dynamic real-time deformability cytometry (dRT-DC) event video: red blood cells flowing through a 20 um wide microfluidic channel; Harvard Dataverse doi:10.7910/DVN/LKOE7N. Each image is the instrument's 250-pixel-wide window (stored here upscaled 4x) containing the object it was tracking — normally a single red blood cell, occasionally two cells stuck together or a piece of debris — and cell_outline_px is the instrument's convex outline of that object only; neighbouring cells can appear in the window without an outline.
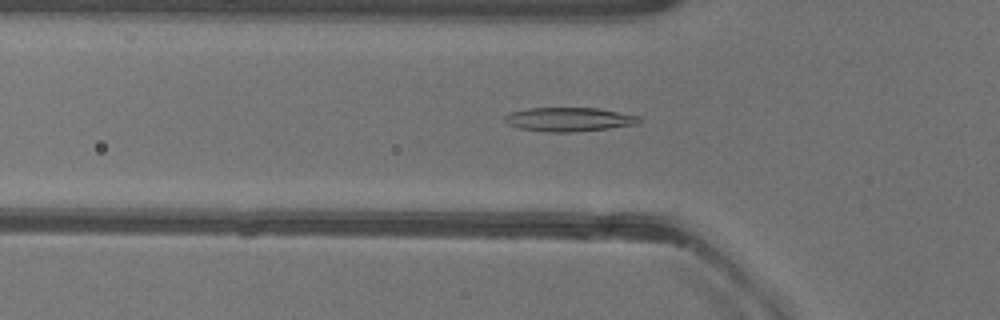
{"species": "common noctule bat (a hibernating species)", "species_latin": "Nyctalus noctula", "temperature_condition": "warm", "stored_images_in_passage": 42, "camera_frame_rate_fps": 3000, "um_per_image_px": 0.085, "animal": {"sex": "female"}, "frame": {"image": 1, "passage_image": 8, "time_ms": 2.333, "image_size_px": [1000, 320], "cell_outline_px": [[640, 124], [608, 128], [572, 132], [544, 132], [520, 128], [508, 124], [504, 120], [504, 116], [508, 112], [528, 108], [596, 108], [640, 116]], "centroid_in_image_um": [48.34, 10.15], "position_along_channel_um": 77.5, "area_um2": 18.79}}
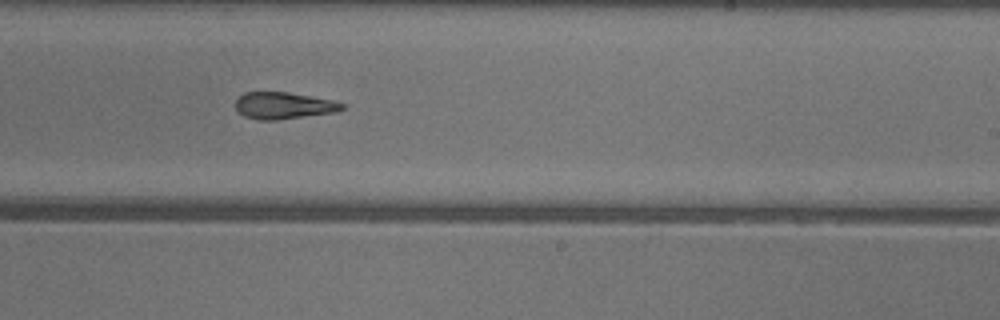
{"frame": {"image": 2, "passage_image": 22, "time_ms": 7.0, "image_size_px": [1000, 320], "cell_outline_px": [[344, 108], [336, 112], [276, 120], [260, 120], [244, 116], [236, 108], [236, 100], [244, 92], [288, 92], [336, 100], [344, 104]], "centroid_in_image_um": [24.14, 8.97], "position_along_channel_um": 264.9, "area_um2": 16.65}}
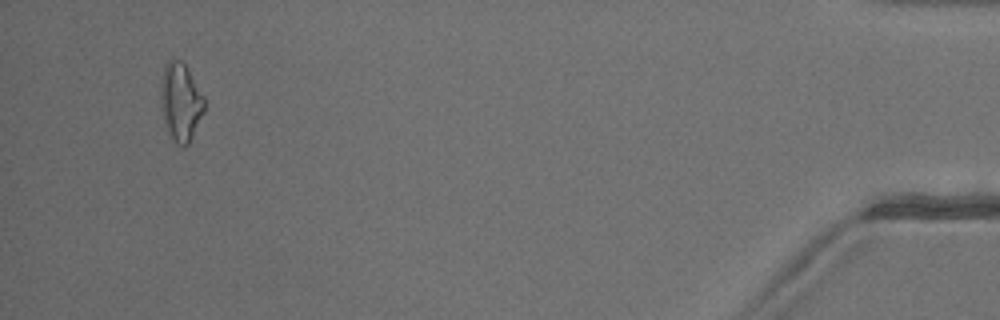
{"frame": {"image": 3, "passage_image": 40, "time_ms": 13.0, "image_size_px": [1000, 320], "cell_outline_px": [[204, 112], [188, 144], [184, 148], [172, 136], [164, 120], [160, 100], [160, 80], [164, 64], [168, 60], [180, 60], [184, 64], [204, 96]], "centroid_in_image_um": [15.34, 8.61], "position_along_channel_um": 419.9, "area_um2": 19.48}, "authors_computed_cell_mechanics": {"area_um2": 17.8024, "velocity_mm_per_s": 3.9934, "shape_relaxation_time_tau1_ms": 8.0908, "shape_relaxation_time_tau2_ms": 7.7702, "deformation_change_tau1": 0.2502, "deformation_change_tau2": 0.206}}